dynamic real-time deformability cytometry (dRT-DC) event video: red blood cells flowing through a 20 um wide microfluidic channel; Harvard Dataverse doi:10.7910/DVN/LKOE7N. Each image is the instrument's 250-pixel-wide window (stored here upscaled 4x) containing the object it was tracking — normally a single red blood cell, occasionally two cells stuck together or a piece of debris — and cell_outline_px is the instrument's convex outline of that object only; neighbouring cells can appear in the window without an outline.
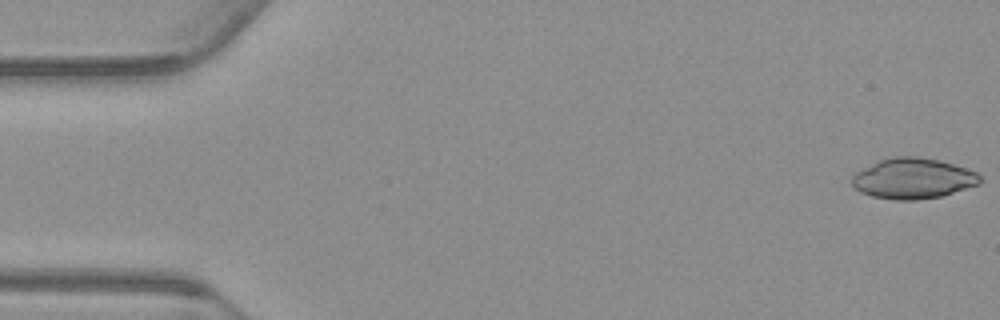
{"species": "common noctule bat (a hibernating species)", "species_latin": "Nyctalus noctula", "temperature_condition": "warm", "stored_images_in_passage": 54, "camera_frame_rate_fps": 3000, "um_per_image_px": 0.085, "animal": {"sex": "male", "body_mass_g": 23.1, "forearm_length_mm": 52.7}, "frame": {"image": 1, "passage_image": 1, "time_ms": 0.0, "image_size_px": [1000, 320], "cell_outline_px": [[980, 184], [940, 196], [916, 200], [896, 200], [872, 196], [860, 192], [852, 188], [852, 176], [856, 172], [880, 160], [892, 156], [916, 156], [940, 160], [976, 172], [980, 176]], "centroid_in_image_um": [77.57, 15.17], "position_along_channel_um": 7.4, "area_um2": 30.11}}